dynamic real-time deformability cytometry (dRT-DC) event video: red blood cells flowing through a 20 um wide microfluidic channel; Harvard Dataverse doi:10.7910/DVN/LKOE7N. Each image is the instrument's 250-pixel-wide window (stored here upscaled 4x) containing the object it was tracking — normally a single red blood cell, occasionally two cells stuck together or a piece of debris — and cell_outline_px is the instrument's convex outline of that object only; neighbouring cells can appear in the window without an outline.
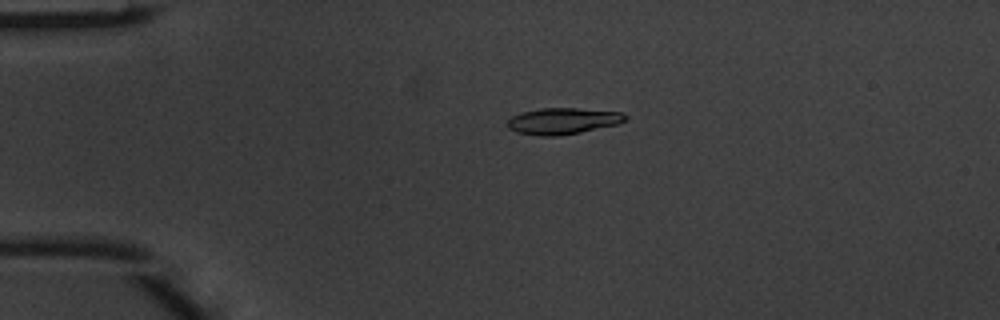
{"species": "common noctule bat (a hibernating species)", "species_latin": "Nyctalus noctula", "temperature_condition": "warm", "stored_images_in_passage": 4, "camera_frame_rate_fps": 3000, "um_per_image_px": 0.085, "animal": {"sex": "male", "body_mass_g": 20.1, "forearm_length_mm": 53.5}, "frame": {"image": 1, "passage_image": 2, "time_ms": 0.333, "image_size_px": [1000, 320], "cell_outline_px": [[628, 116], [620, 124], [580, 132], [556, 136], [540, 136], [516, 132], [508, 128], [504, 124], [512, 116], [524, 112], [540, 108], [576, 108], [620, 112]], "centroid_in_image_um": [47.82, 10.29], "position_along_channel_um": 37.2, "area_um2": 18.09}}